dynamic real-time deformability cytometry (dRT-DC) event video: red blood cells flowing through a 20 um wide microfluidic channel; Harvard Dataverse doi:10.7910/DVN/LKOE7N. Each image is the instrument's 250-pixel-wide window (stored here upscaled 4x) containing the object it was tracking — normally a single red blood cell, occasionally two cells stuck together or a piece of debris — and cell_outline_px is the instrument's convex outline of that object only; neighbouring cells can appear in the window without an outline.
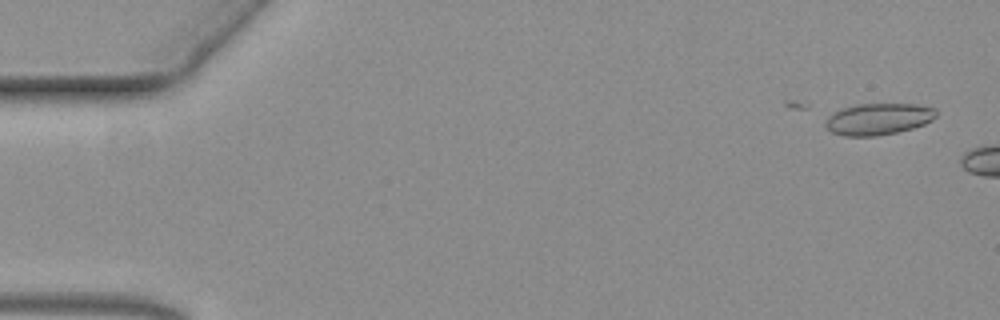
{"species": "common noctule bat (a hibernating species)", "species_latin": "Nyctalus noctula", "temperature_condition": "warm", "stored_images_in_passage": 8, "camera_frame_rate_fps": 3000, "um_per_image_px": 0.085, "animal": {"sex": "female", "body_mass_g": 19.3, "forearm_length_mm": 54.1}, "frame": {"image": 1, "passage_image": 3, "time_ms": 0.667, "image_size_px": [1000, 320], "cell_outline_px": [[936, 116], [932, 120], [924, 124], [912, 128], [896, 132], [876, 136], [844, 136], [832, 132], [824, 124], [828, 116], [840, 108], [856, 104], [916, 104], [936, 108]], "centroid_in_image_um": [74.65, 10.11], "position_along_channel_um": 10.4, "area_um2": 20.4}}